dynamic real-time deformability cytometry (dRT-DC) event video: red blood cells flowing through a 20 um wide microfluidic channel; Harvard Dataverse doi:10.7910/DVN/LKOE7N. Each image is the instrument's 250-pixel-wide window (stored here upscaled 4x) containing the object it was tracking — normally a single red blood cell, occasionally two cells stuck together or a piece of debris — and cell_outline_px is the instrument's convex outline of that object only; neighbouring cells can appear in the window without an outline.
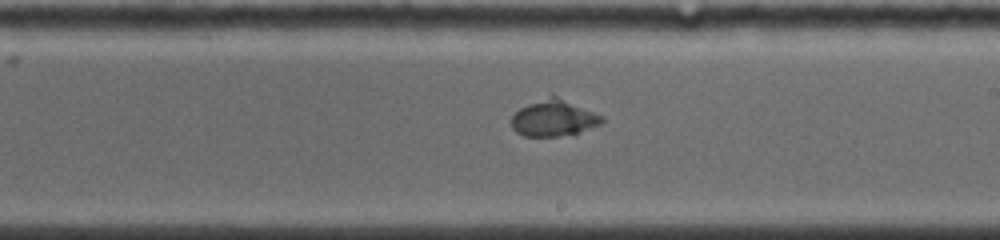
{"species": "common noctule bat (a hibernating species)", "species_latin": "Nyctalus noctula", "temperature_condition": "warm", "stored_images_in_passage": 8, "camera_frame_rate_fps": 5000, "um_per_image_px": 0.085, "animal": {"sex": "female", "body_mass_g": 19.0, "forearm_length_mm": 53.3}, "frame": {"image": 1, "passage_image": 8, "time_ms": 7.2, "image_size_px": [1000, 240], "cell_outline_px": [[604, 120], [600, 124], [576, 132], [556, 136], [524, 136], [516, 132], [512, 128], [512, 116], [520, 108], [528, 104], [552, 96], [556, 96], [592, 112], [600, 116]], "centroid_in_image_um": [47.0, 10.05], "position_along_channel_um": 242.0, "area_um2": 18.26}}